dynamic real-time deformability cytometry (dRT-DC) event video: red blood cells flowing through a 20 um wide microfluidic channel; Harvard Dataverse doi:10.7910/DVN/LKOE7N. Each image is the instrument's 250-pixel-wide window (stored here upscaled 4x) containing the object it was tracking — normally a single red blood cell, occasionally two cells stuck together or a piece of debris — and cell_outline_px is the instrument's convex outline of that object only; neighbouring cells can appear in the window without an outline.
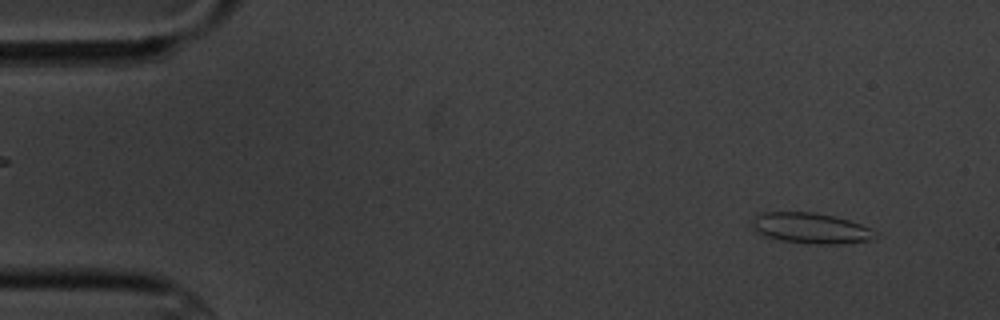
{"species": "common noctule bat (a hibernating species)", "species_latin": "Nyctalus noctula", "temperature_condition": "cold", "stored_images_in_passage": 15, "camera_frame_rate_fps": 3000, "um_per_image_px": 0.085, "animal": {"sex": "male", "body_mass_g": 20.1, "forearm_length_mm": 53.5}, "frame": {"image": 1, "passage_image": 1, "time_ms": 0.0, "image_size_px": [1000, 320], "cell_outline_px": [[880, 236], [868, 240], [836, 244], [812, 244], [780, 240], [764, 236], [752, 228], [752, 220], [756, 216], [764, 212], [812, 212], [832, 216], [848, 220], [872, 228], [880, 232]], "centroid_in_image_um": [68.95, 19.4], "position_along_channel_um": 16.0, "area_um2": 22.02}}
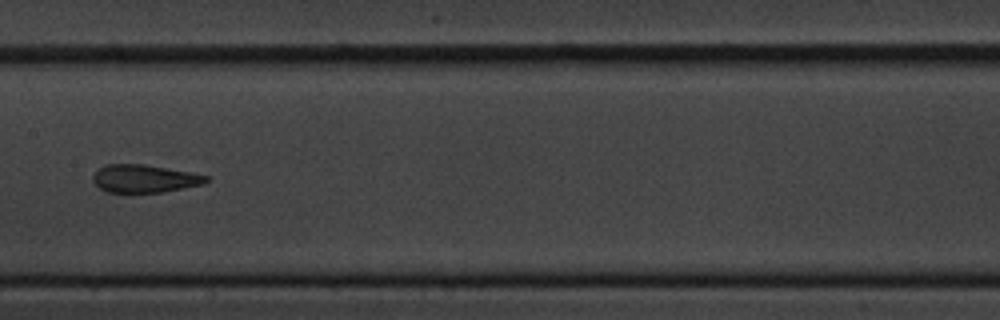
{"frame": {"image": 2, "passage_image": 7, "time_ms": 8.0, "image_size_px": [1000, 320], "cell_outline_px": [[208, 180], [204, 184], [160, 192], [108, 192], [100, 188], [92, 180], [92, 176], [104, 164], [144, 164], [188, 172], [208, 176]], "centroid_in_image_um": [12.25, 15.18], "position_along_channel_um": 195.2, "area_um2": 18.09}}
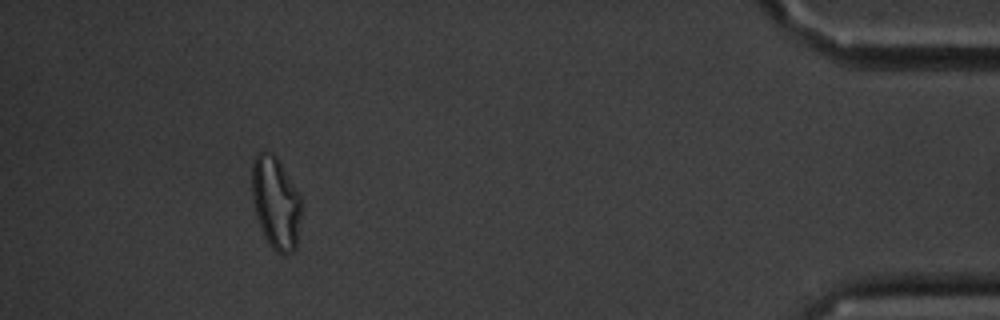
{"frame": {"image": 3, "passage_image": 14, "time_ms": 16.0, "image_size_px": [1000, 320], "cell_outline_px": [[300, 220], [296, 248], [292, 252], [284, 256], [280, 256], [268, 244], [264, 236], [256, 216], [252, 200], [252, 160], [260, 152], [272, 152], [276, 156], [300, 196]], "centroid_in_image_um": [23.42, 17.29], "position_along_channel_um": 411.8, "area_um2": 26.59}, "authors_computed_cell_mechanics": {"area_um2": 20.1722, "velocity_mm_per_s": 3.4577, "shape_relaxation_time_tau1_ms": null, "shape_relaxation_time_tau2_ms": 4.5592, "deformation_change_tau1": null, "deformation_change_tau2": 0.0535}}